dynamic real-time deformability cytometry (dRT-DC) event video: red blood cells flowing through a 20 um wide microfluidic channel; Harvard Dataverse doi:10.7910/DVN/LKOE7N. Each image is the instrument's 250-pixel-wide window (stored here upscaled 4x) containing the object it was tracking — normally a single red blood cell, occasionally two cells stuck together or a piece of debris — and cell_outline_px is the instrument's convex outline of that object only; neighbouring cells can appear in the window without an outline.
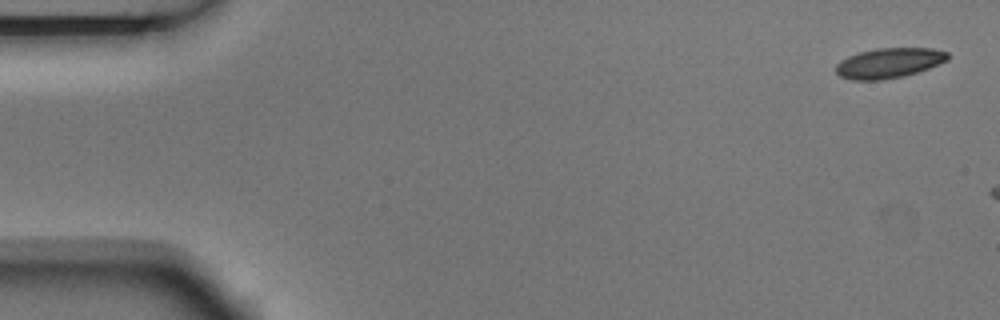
{"species": "Egyptian fruit bat (a non-hibernating species)", "species_latin": "Rousettus aegyptiacus", "temperature_condition": "room temperature", "stored_images_in_passage": 3, "camera_frame_rate_fps": 3000, "um_per_image_px": 0.085, "animal": {"sex": "male"}, "frame": {"image": 1, "passage_image": 1, "time_ms": 0.0, "image_size_px": [1000, 320], "cell_outline_px": [[948, 60], [928, 68], [904, 76], [880, 80], [852, 80], [840, 76], [836, 72], [836, 64], [840, 60], [848, 56], [860, 52], [876, 48], [932, 48], [948, 52]], "centroid_in_image_um": [75.54, 5.35], "position_along_channel_um": 9.5, "area_um2": 19.54}}